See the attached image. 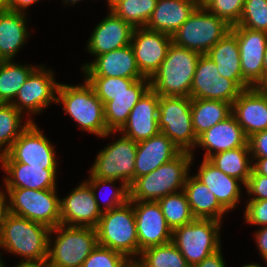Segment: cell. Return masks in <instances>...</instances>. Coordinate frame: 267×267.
Segmentation results:
<instances>
[{"instance_id":"1","label":"cell","mask_w":267,"mask_h":267,"mask_svg":"<svg viewBox=\"0 0 267 267\" xmlns=\"http://www.w3.org/2000/svg\"><path fill=\"white\" fill-rule=\"evenodd\" d=\"M56 104H62L65 114L77 122L81 131H88L102 138L116 133L107 129L104 104L85 78L84 84L60 83Z\"/></svg>"},{"instance_id":"2","label":"cell","mask_w":267,"mask_h":267,"mask_svg":"<svg viewBox=\"0 0 267 267\" xmlns=\"http://www.w3.org/2000/svg\"><path fill=\"white\" fill-rule=\"evenodd\" d=\"M193 159L194 154L182 151L156 170L136 178L129 187V200L157 202L183 190Z\"/></svg>"},{"instance_id":"3","label":"cell","mask_w":267,"mask_h":267,"mask_svg":"<svg viewBox=\"0 0 267 267\" xmlns=\"http://www.w3.org/2000/svg\"><path fill=\"white\" fill-rule=\"evenodd\" d=\"M50 228L14 214L5 213L0 234V248L21 260L48 257Z\"/></svg>"},{"instance_id":"4","label":"cell","mask_w":267,"mask_h":267,"mask_svg":"<svg viewBox=\"0 0 267 267\" xmlns=\"http://www.w3.org/2000/svg\"><path fill=\"white\" fill-rule=\"evenodd\" d=\"M200 53L172 42L166 58L150 78L159 96L190 97L191 85Z\"/></svg>"},{"instance_id":"5","label":"cell","mask_w":267,"mask_h":267,"mask_svg":"<svg viewBox=\"0 0 267 267\" xmlns=\"http://www.w3.org/2000/svg\"><path fill=\"white\" fill-rule=\"evenodd\" d=\"M98 244L125 255L135 262L140 256L133 204H125L102 212L95 227Z\"/></svg>"},{"instance_id":"6","label":"cell","mask_w":267,"mask_h":267,"mask_svg":"<svg viewBox=\"0 0 267 267\" xmlns=\"http://www.w3.org/2000/svg\"><path fill=\"white\" fill-rule=\"evenodd\" d=\"M97 245L94 227L59 224L50 229L48 258L55 267H81Z\"/></svg>"},{"instance_id":"7","label":"cell","mask_w":267,"mask_h":267,"mask_svg":"<svg viewBox=\"0 0 267 267\" xmlns=\"http://www.w3.org/2000/svg\"><path fill=\"white\" fill-rule=\"evenodd\" d=\"M7 211L55 228L61 224L60 198L55 189L6 188Z\"/></svg>"},{"instance_id":"8","label":"cell","mask_w":267,"mask_h":267,"mask_svg":"<svg viewBox=\"0 0 267 267\" xmlns=\"http://www.w3.org/2000/svg\"><path fill=\"white\" fill-rule=\"evenodd\" d=\"M221 221L194 219L172 230V243L184 256L190 267L221 249Z\"/></svg>"},{"instance_id":"9","label":"cell","mask_w":267,"mask_h":267,"mask_svg":"<svg viewBox=\"0 0 267 267\" xmlns=\"http://www.w3.org/2000/svg\"><path fill=\"white\" fill-rule=\"evenodd\" d=\"M231 27L225 20L211 14L198 5L189 18L172 35V42L178 46L206 54Z\"/></svg>"},{"instance_id":"10","label":"cell","mask_w":267,"mask_h":267,"mask_svg":"<svg viewBox=\"0 0 267 267\" xmlns=\"http://www.w3.org/2000/svg\"><path fill=\"white\" fill-rule=\"evenodd\" d=\"M191 97L160 96L158 126L181 151L193 153L197 136L193 129Z\"/></svg>"},{"instance_id":"11","label":"cell","mask_w":267,"mask_h":267,"mask_svg":"<svg viewBox=\"0 0 267 267\" xmlns=\"http://www.w3.org/2000/svg\"><path fill=\"white\" fill-rule=\"evenodd\" d=\"M137 142L121 134L99 151L90 169L89 178L120 180L128 187L135 180Z\"/></svg>"},{"instance_id":"12","label":"cell","mask_w":267,"mask_h":267,"mask_svg":"<svg viewBox=\"0 0 267 267\" xmlns=\"http://www.w3.org/2000/svg\"><path fill=\"white\" fill-rule=\"evenodd\" d=\"M56 151L36 123L30 122L11 148L0 156V162H18L30 166L57 170Z\"/></svg>"},{"instance_id":"13","label":"cell","mask_w":267,"mask_h":267,"mask_svg":"<svg viewBox=\"0 0 267 267\" xmlns=\"http://www.w3.org/2000/svg\"><path fill=\"white\" fill-rule=\"evenodd\" d=\"M54 72L46 69L44 65L36 66L30 73L22 87L11 103L22 114L28 113L29 121L33 122L31 114H41L53 102L57 103L58 87ZM24 112V113H23Z\"/></svg>"},{"instance_id":"14","label":"cell","mask_w":267,"mask_h":267,"mask_svg":"<svg viewBox=\"0 0 267 267\" xmlns=\"http://www.w3.org/2000/svg\"><path fill=\"white\" fill-rule=\"evenodd\" d=\"M242 91L234 80L219 74L211 58L206 54L200 55L191 85V98L221 100L232 105Z\"/></svg>"},{"instance_id":"15","label":"cell","mask_w":267,"mask_h":267,"mask_svg":"<svg viewBox=\"0 0 267 267\" xmlns=\"http://www.w3.org/2000/svg\"><path fill=\"white\" fill-rule=\"evenodd\" d=\"M243 79L251 86L258 87L264 81L263 59L267 48V33L234 25Z\"/></svg>"},{"instance_id":"16","label":"cell","mask_w":267,"mask_h":267,"mask_svg":"<svg viewBox=\"0 0 267 267\" xmlns=\"http://www.w3.org/2000/svg\"><path fill=\"white\" fill-rule=\"evenodd\" d=\"M172 36L145 27L134 28L130 45L140 73L151 78L166 58Z\"/></svg>"},{"instance_id":"17","label":"cell","mask_w":267,"mask_h":267,"mask_svg":"<svg viewBox=\"0 0 267 267\" xmlns=\"http://www.w3.org/2000/svg\"><path fill=\"white\" fill-rule=\"evenodd\" d=\"M130 201L135 213L140 253L149 247L172 241V229L167 225L158 202Z\"/></svg>"},{"instance_id":"18","label":"cell","mask_w":267,"mask_h":267,"mask_svg":"<svg viewBox=\"0 0 267 267\" xmlns=\"http://www.w3.org/2000/svg\"><path fill=\"white\" fill-rule=\"evenodd\" d=\"M61 224L96 227L102 211L98 208L91 186L83 181L60 199Z\"/></svg>"},{"instance_id":"19","label":"cell","mask_w":267,"mask_h":267,"mask_svg":"<svg viewBox=\"0 0 267 267\" xmlns=\"http://www.w3.org/2000/svg\"><path fill=\"white\" fill-rule=\"evenodd\" d=\"M159 98L160 96L150 88L132 108L127 122L118 132L134 142H140L159 134Z\"/></svg>"},{"instance_id":"20","label":"cell","mask_w":267,"mask_h":267,"mask_svg":"<svg viewBox=\"0 0 267 267\" xmlns=\"http://www.w3.org/2000/svg\"><path fill=\"white\" fill-rule=\"evenodd\" d=\"M232 115L247 138L267 130V93L259 87L243 90L232 103Z\"/></svg>"},{"instance_id":"21","label":"cell","mask_w":267,"mask_h":267,"mask_svg":"<svg viewBox=\"0 0 267 267\" xmlns=\"http://www.w3.org/2000/svg\"><path fill=\"white\" fill-rule=\"evenodd\" d=\"M81 70L85 74L84 76L149 79L140 73L131 45L98 55L93 62L83 64Z\"/></svg>"},{"instance_id":"22","label":"cell","mask_w":267,"mask_h":267,"mask_svg":"<svg viewBox=\"0 0 267 267\" xmlns=\"http://www.w3.org/2000/svg\"><path fill=\"white\" fill-rule=\"evenodd\" d=\"M133 30L129 23L109 10V14L91 32L87 42L88 53L96 57L130 45Z\"/></svg>"},{"instance_id":"23","label":"cell","mask_w":267,"mask_h":267,"mask_svg":"<svg viewBox=\"0 0 267 267\" xmlns=\"http://www.w3.org/2000/svg\"><path fill=\"white\" fill-rule=\"evenodd\" d=\"M247 143L248 138L242 127L231 114L199 135L195 148L200 146L206 150L204 159H209L214 154L243 147Z\"/></svg>"},{"instance_id":"24","label":"cell","mask_w":267,"mask_h":267,"mask_svg":"<svg viewBox=\"0 0 267 267\" xmlns=\"http://www.w3.org/2000/svg\"><path fill=\"white\" fill-rule=\"evenodd\" d=\"M181 152L176 144L161 132L149 139L137 142L135 179L156 170Z\"/></svg>"},{"instance_id":"25","label":"cell","mask_w":267,"mask_h":267,"mask_svg":"<svg viewBox=\"0 0 267 267\" xmlns=\"http://www.w3.org/2000/svg\"><path fill=\"white\" fill-rule=\"evenodd\" d=\"M200 179L216 196L219 204L227 211L233 210L241 201L242 193L240 183L237 178L224 174L215 167L208 159H203L197 174Z\"/></svg>"},{"instance_id":"26","label":"cell","mask_w":267,"mask_h":267,"mask_svg":"<svg viewBox=\"0 0 267 267\" xmlns=\"http://www.w3.org/2000/svg\"><path fill=\"white\" fill-rule=\"evenodd\" d=\"M198 5L196 0H158L145 28L172 36Z\"/></svg>"},{"instance_id":"27","label":"cell","mask_w":267,"mask_h":267,"mask_svg":"<svg viewBox=\"0 0 267 267\" xmlns=\"http://www.w3.org/2000/svg\"><path fill=\"white\" fill-rule=\"evenodd\" d=\"M7 174L4 177L6 188H27L35 190L55 189L57 170L42 169L18 162H0Z\"/></svg>"},{"instance_id":"28","label":"cell","mask_w":267,"mask_h":267,"mask_svg":"<svg viewBox=\"0 0 267 267\" xmlns=\"http://www.w3.org/2000/svg\"><path fill=\"white\" fill-rule=\"evenodd\" d=\"M206 55L217 65L221 76L234 80L243 90L251 86L243 79L236 34L231 30Z\"/></svg>"},{"instance_id":"29","label":"cell","mask_w":267,"mask_h":267,"mask_svg":"<svg viewBox=\"0 0 267 267\" xmlns=\"http://www.w3.org/2000/svg\"><path fill=\"white\" fill-rule=\"evenodd\" d=\"M26 13L7 10L0 13V61L13 60L26 44L30 32Z\"/></svg>"},{"instance_id":"30","label":"cell","mask_w":267,"mask_h":267,"mask_svg":"<svg viewBox=\"0 0 267 267\" xmlns=\"http://www.w3.org/2000/svg\"><path fill=\"white\" fill-rule=\"evenodd\" d=\"M150 88V79H139L125 93L113 96V100L104 105L107 129L118 132L127 122L132 108Z\"/></svg>"},{"instance_id":"31","label":"cell","mask_w":267,"mask_h":267,"mask_svg":"<svg viewBox=\"0 0 267 267\" xmlns=\"http://www.w3.org/2000/svg\"><path fill=\"white\" fill-rule=\"evenodd\" d=\"M183 190L195 219L223 221L227 211L219 204L213 192L194 174H188Z\"/></svg>"},{"instance_id":"32","label":"cell","mask_w":267,"mask_h":267,"mask_svg":"<svg viewBox=\"0 0 267 267\" xmlns=\"http://www.w3.org/2000/svg\"><path fill=\"white\" fill-rule=\"evenodd\" d=\"M191 114L193 129L198 137L229 117L232 114V105L221 100L192 98Z\"/></svg>"},{"instance_id":"33","label":"cell","mask_w":267,"mask_h":267,"mask_svg":"<svg viewBox=\"0 0 267 267\" xmlns=\"http://www.w3.org/2000/svg\"><path fill=\"white\" fill-rule=\"evenodd\" d=\"M250 158L247 143L243 147L214 154L208 160L224 174L240 180L244 186L252 173L253 160Z\"/></svg>"},{"instance_id":"34","label":"cell","mask_w":267,"mask_h":267,"mask_svg":"<svg viewBox=\"0 0 267 267\" xmlns=\"http://www.w3.org/2000/svg\"><path fill=\"white\" fill-rule=\"evenodd\" d=\"M35 68L13 60L0 61V103H12L18 90Z\"/></svg>"},{"instance_id":"35","label":"cell","mask_w":267,"mask_h":267,"mask_svg":"<svg viewBox=\"0 0 267 267\" xmlns=\"http://www.w3.org/2000/svg\"><path fill=\"white\" fill-rule=\"evenodd\" d=\"M139 257L134 262L139 267H190L172 242L149 247L143 250Z\"/></svg>"},{"instance_id":"36","label":"cell","mask_w":267,"mask_h":267,"mask_svg":"<svg viewBox=\"0 0 267 267\" xmlns=\"http://www.w3.org/2000/svg\"><path fill=\"white\" fill-rule=\"evenodd\" d=\"M23 116L11 103H0V156L11 148L22 131L29 125V119L23 123Z\"/></svg>"},{"instance_id":"37","label":"cell","mask_w":267,"mask_h":267,"mask_svg":"<svg viewBox=\"0 0 267 267\" xmlns=\"http://www.w3.org/2000/svg\"><path fill=\"white\" fill-rule=\"evenodd\" d=\"M158 0H118L110 9L133 28L145 27Z\"/></svg>"},{"instance_id":"38","label":"cell","mask_w":267,"mask_h":267,"mask_svg":"<svg viewBox=\"0 0 267 267\" xmlns=\"http://www.w3.org/2000/svg\"><path fill=\"white\" fill-rule=\"evenodd\" d=\"M165 217L167 225L173 230L192 222V215L184 190L168 194L157 201Z\"/></svg>"},{"instance_id":"39","label":"cell","mask_w":267,"mask_h":267,"mask_svg":"<svg viewBox=\"0 0 267 267\" xmlns=\"http://www.w3.org/2000/svg\"><path fill=\"white\" fill-rule=\"evenodd\" d=\"M92 86L95 94L105 105L113 100V96L125 93L126 90L139 79H127L124 77L85 76Z\"/></svg>"},{"instance_id":"40","label":"cell","mask_w":267,"mask_h":267,"mask_svg":"<svg viewBox=\"0 0 267 267\" xmlns=\"http://www.w3.org/2000/svg\"><path fill=\"white\" fill-rule=\"evenodd\" d=\"M85 181L91 186L98 208L102 212L117 208L125 204L127 201H129V187L123 182L120 183L121 184L120 187L116 188L114 186L115 185L114 182H117L118 180L115 179L89 178L86 179ZM105 186H112L114 189V193L111 192V196H109V199H107L106 202L100 203L99 197L101 196H98L97 191L98 189L100 190ZM102 204L104 205V208L101 206Z\"/></svg>"},{"instance_id":"41","label":"cell","mask_w":267,"mask_h":267,"mask_svg":"<svg viewBox=\"0 0 267 267\" xmlns=\"http://www.w3.org/2000/svg\"><path fill=\"white\" fill-rule=\"evenodd\" d=\"M237 26L267 33V0H245Z\"/></svg>"},{"instance_id":"42","label":"cell","mask_w":267,"mask_h":267,"mask_svg":"<svg viewBox=\"0 0 267 267\" xmlns=\"http://www.w3.org/2000/svg\"><path fill=\"white\" fill-rule=\"evenodd\" d=\"M132 263L125 255L98 244L81 267H129Z\"/></svg>"},{"instance_id":"43","label":"cell","mask_w":267,"mask_h":267,"mask_svg":"<svg viewBox=\"0 0 267 267\" xmlns=\"http://www.w3.org/2000/svg\"><path fill=\"white\" fill-rule=\"evenodd\" d=\"M245 0H208L203 6L218 18L225 20L230 26L237 25Z\"/></svg>"},{"instance_id":"44","label":"cell","mask_w":267,"mask_h":267,"mask_svg":"<svg viewBox=\"0 0 267 267\" xmlns=\"http://www.w3.org/2000/svg\"><path fill=\"white\" fill-rule=\"evenodd\" d=\"M243 215L248 224L266 226L267 200H249Z\"/></svg>"},{"instance_id":"45","label":"cell","mask_w":267,"mask_h":267,"mask_svg":"<svg viewBox=\"0 0 267 267\" xmlns=\"http://www.w3.org/2000/svg\"><path fill=\"white\" fill-rule=\"evenodd\" d=\"M250 200H267V176L257 174L253 169L244 185ZM253 196V197H252Z\"/></svg>"},{"instance_id":"46","label":"cell","mask_w":267,"mask_h":267,"mask_svg":"<svg viewBox=\"0 0 267 267\" xmlns=\"http://www.w3.org/2000/svg\"><path fill=\"white\" fill-rule=\"evenodd\" d=\"M248 144L252 158H267V130L250 136Z\"/></svg>"},{"instance_id":"47","label":"cell","mask_w":267,"mask_h":267,"mask_svg":"<svg viewBox=\"0 0 267 267\" xmlns=\"http://www.w3.org/2000/svg\"><path fill=\"white\" fill-rule=\"evenodd\" d=\"M256 246L259 249L264 262H267V225L259 228L254 235Z\"/></svg>"},{"instance_id":"48","label":"cell","mask_w":267,"mask_h":267,"mask_svg":"<svg viewBox=\"0 0 267 267\" xmlns=\"http://www.w3.org/2000/svg\"><path fill=\"white\" fill-rule=\"evenodd\" d=\"M194 267H226L221 249L205 257Z\"/></svg>"},{"instance_id":"49","label":"cell","mask_w":267,"mask_h":267,"mask_svg":"<svg viewBox=\"0 0 267 267\" xmlns=\"http://www.w3.org/2000/svg\"><path fill=\"white\" fill-rule=\"evenodd\" d=\"M40 0H7V8L13 12L26 13V9Z\"/></svg>"},{"instance_id":"50","label":"cell","mask_w":267,"mask_h":267,"mask_svg":"<svg viewBox=\"0 0 267 267\" xmlns=\"http://www.w3.org/2000/svg\"><path fill=\"white\" fill-rule=\"evenodd\" d=\"M14 267H55L48 257L39 260H22Z\"/></svg>"},{"instance_id":"51","label":"cell","mask_w":267,"mask_h":267,"mask_svg":"<svg viewBox=\"0 0 267 267\" xmlns=\"http://www.w3.org/2000/svg\"><path fill=\"white\" fill-rule=\"evenodd\" d=\"M251 159L253 160L252 169L257 174L267 176V158H251Z\"/></svg>"},{"instance_id":"52","label":"cell","mask_w":267,"mask_h":267,"mask_svg":"<svg viewBox=\"0 0 267 267\" xmlns=\"http://www.w3.org/2000/svg\"><path fill=\"white\" fill-rule=\"evenodd\" d=\"M7 212V200L4 191L0 190V234L2 228V221L5 213Z\"/></svg>"},{"instance_id":"53","label":"cell","mask_w":267,"mask_h":267,"mask_svg":"<svg viewBox=\"0 0 267 267\" xmlns=\"http://www.w3.org/2000/svg\"><path fill=\"white\" fill-rule=\"evenodd\" d=\"M7 0H0V13L7 11Z\"/></svg>"},{"instance_id":"54","label":"cell","mask_w":267,"mask_h":267,"mask_svg":"<svg viewBox=\"0 0 267 267\" xmlns=\"http://www.w3.org/2000/svg\"><path fill=\"white\" fill-rule=\"evenodd\" d=\"M263 68H264V79H265V76L267 75V48L263 59Z\"/></svg>"},{"instance_id":"55","label":"cell","mask_w":267,"mask_h":267,"mask_svg":"<svg viewBox=\"0 0 267 267\" xmlns=\"http://www.w3.org/2000/svg\"><path fill=\"white\" fill-rule=\"evenodd\" d=\"M264 93H267V75L264 81L258 86Z\"/></svg>"},{"instance_id":"56","label":"cell","mask_w":267,"mask_h":267,"mask_svg":"<svg viewBox=\"0 0 267 267\" xmlns=\"http://www.w3.org/2000/svg\"><path fill=\"white\" fill-rule=\"evenodd\" d=\"M79 1H81V0H64V4H71V5H74V4H76L77 2H79Z\"/></svg>"},{"instance_id":"57","label":"cell","mask_w":267,"mask_h":267,"mask_svg":"<svg viewBox=\"0 0 267 267\" xmlns=\"http://www.w3.org/2000/svg\"><path fill=\"white\" fill-rule=\"evenodd\" d=\"M241 267H263L260 264H255V263H251V264H245L244 266Z\"/></svg>"},{"instance_id":"58","label":"cell","mask_w":267,"mask_h":267,"mask_svg":"<svg viewBox=\"0 0 267 267\" xmlns=\"http://www.w3.org/2000/svg\"><path fill=\"white\" fill-rule=\"evenodd\" d=\"M7 265H4V261L2 260V255L0 254V267H6Z\"/></svg>"},{"instance_id":"59","label":"cell","mask_w":267,"mask_h":267,"mask_svg":"<svg viewBox=\"0 0 267 267\" xmlns=\"http://www.w3.org/2000/svg\"><path fill=\"white\" fill-rule=\"evenodd\" d=\"M207 1H208V0H199V1H198V4H199L200 6H203Z\"/></svg>"},{"instance_id":"60","label":"cell","mask_w":267,"mask_h":267,"mask_svg":"<svg viewBox=\"0 0 267 267\" xmlns=\"http://www.w3.org/2000/svg\"><path fill=\"white\" fill-rule=\"evenodd\" d=\"M108 9L112 8V0H107Z\"/></svg>"},{"instance_id":"61","label":"cell","mask_w":267,"mask_h":267,"mask_svg":"<svg viewBox=\"0 0 267 267\" xmlns=\"http://www.w3.org/2000/svg\"><path fill=\"white\" fill-rule=\"evenodd\" d=\"M129 267H139V266L136 265V264L133 262Z\"/></svg>"},{"instance_id":"62","label":"cell","mask_w":267,"mask_h":267,"mask_svg":"<svg viewBox=\"0 0 267 267\" xmlns=\"http://www.w3.org/2000/svg\"><path fill=\"white\" fill-rule=\"evenodd\" d=\"M116 1H118V0H112V6H113V4H114Z\"/></svg>"}]
</instances>
